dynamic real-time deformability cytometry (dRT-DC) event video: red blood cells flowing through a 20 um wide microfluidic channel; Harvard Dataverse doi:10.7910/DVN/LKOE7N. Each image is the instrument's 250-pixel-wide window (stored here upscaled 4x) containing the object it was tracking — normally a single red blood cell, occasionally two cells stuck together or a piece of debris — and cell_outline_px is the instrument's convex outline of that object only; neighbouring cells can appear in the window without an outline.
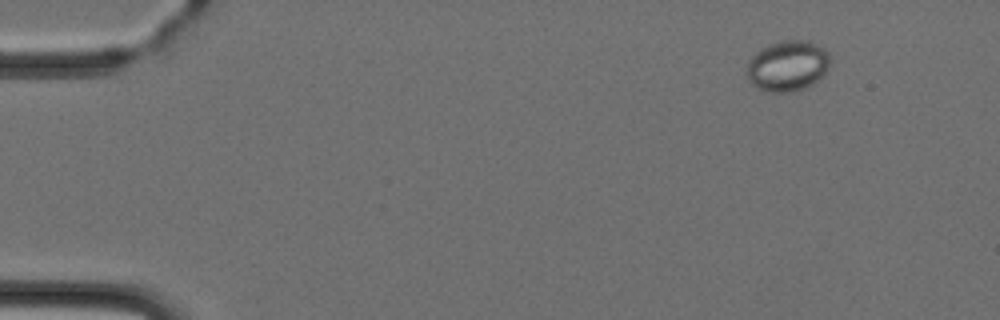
{"species": "Egyptian fruit bat (a non-hibernating species)", "species_latin": "Rousettus aegyptiacus", "temperature_condition": "cold", "stored_images_in_passage": 4, "camera_frame_rate_fps": 3000, "um_per_image_px": 0.085, "animal": {"sex": "female"}, "frame": {"image": 1, "passage_image": 2, "time_ms": 1.0, "image_size_px": [1000, 320], "cell_outline_px": [[832, 60], [828, 68], [808, 88], [792, 92], [772, 92], [760, 88], [752, 84], [744, 72], [752, 56], [756, 52], [768, 44], [780, 40], [808, 40], [824, 48], [828, 52]], "centroid_in_image_um": [66.95, 5.58], "position_along_channel_um": 18.0, "area_um2": 24.8}}